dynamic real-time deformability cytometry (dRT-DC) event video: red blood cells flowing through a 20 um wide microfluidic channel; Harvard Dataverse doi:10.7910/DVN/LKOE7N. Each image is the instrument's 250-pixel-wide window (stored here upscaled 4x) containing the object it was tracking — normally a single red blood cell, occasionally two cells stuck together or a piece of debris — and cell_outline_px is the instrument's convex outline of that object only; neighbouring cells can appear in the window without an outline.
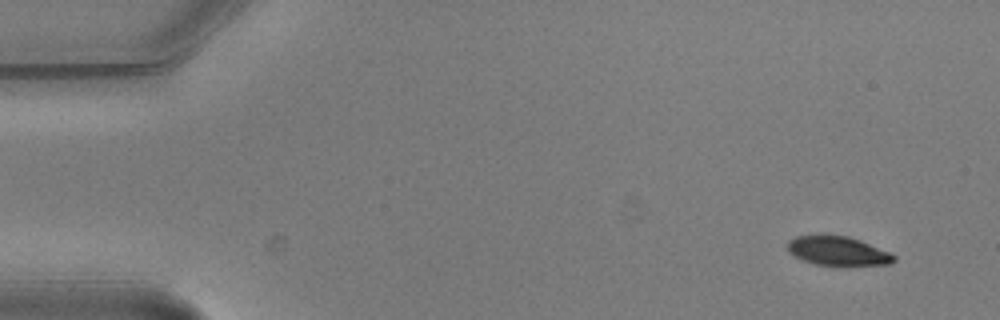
{"species": "common noctule bat (a hibernating species)", "species_latin": "Nyctalus noctula", "temperature_condition": "warm", "stored_images_in_passage": 4, "camera_frame_rate_fps": 3000, "um_per_image_px": 0.085, "animal": {"sex": "male", "body_mass_g": 20.5, "forearm_length_mm": 52.5}, "frame": {"image": 1, "passage_image": 1, "time_ms": 0.0, "image_size_px": [1000, 320], "cell_outline_px": [[896, 260], [888, 264], [816, 264], [804, 260], [788, 252], [788, 240], [796, 236], [820, 232], [824, 232], [848, 236], [860, 240], [888, 252], [896, 256]], "centroid_in_image_um": [71.14, 21.25], "position_along_channel_um": 13.9, "area_um2": 18.09}}